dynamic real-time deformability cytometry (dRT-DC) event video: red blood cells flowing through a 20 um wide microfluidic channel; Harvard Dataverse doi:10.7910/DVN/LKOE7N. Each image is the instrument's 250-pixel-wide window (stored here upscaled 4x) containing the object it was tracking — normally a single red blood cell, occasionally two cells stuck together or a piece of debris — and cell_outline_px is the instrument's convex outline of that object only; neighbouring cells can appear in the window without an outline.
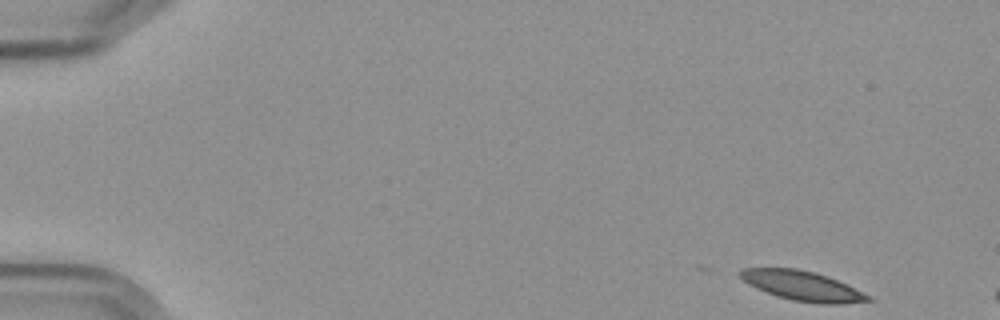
{"species": "Egyptian fruit bat (a non-hibernating species)", "species_latin": "Rousettus aegyptiacus", "temperature_condition": "cold", "stored_images_in_passage": 5, "camera_frame_rate_fps": 3000, "um_per_image_px": 0.085, "frame": {"image": 1, "passage_image": 1, "time_ms": 0.0, "image_size_px": [1000, 320], "cell_outline_px": [[872, 300], [840, 304], [820, 304], [792, 300], [776, 296], [756, 288], [748, 284], [736, 272], [744, 268], [796, 268], [812, 272], [836, 280], [872, 296]], "centroid_in_image_um": [68.17, 24.3], "position_along_channel_um": 16.8, "area_um2": 21.85}}